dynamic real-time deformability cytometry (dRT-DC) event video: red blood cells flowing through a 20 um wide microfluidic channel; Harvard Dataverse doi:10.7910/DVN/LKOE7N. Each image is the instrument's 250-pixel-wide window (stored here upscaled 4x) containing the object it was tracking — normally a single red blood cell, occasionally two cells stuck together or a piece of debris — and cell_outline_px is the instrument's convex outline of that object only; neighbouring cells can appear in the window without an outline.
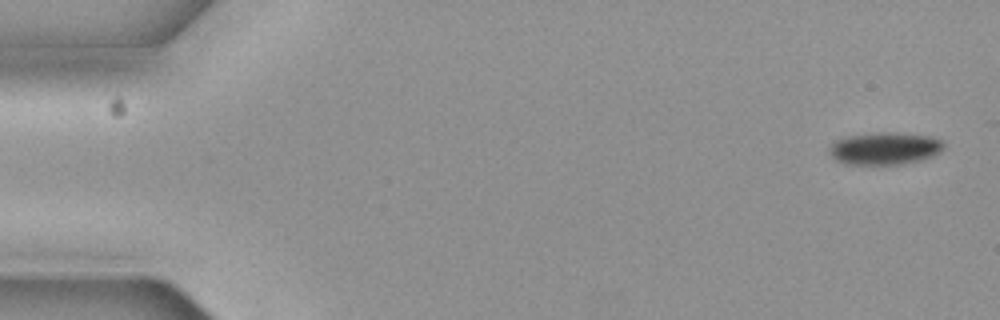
{"species": "common noctule bat (a hibernating species)", "species_latin": "Nyctalus noctula", "temperature_condition": "cold", "stored_images_in_passage": 5, "segment_of_instrument_passage": [2, 2], "camera_frame_rate_fps": 3000, "um_per_image_px": 0.085, "animal": {"sex": "female", "body_mass_g": 19.3, "forearm_length_mm": 54.1}, "frame": {"image": 1, "passage_image": 5, "time_ms": 1.333, "image_size_px": [1000, 320], "cell_outline_px": [[944, 148], [940, 152], [932, 156], [920, 160], [904, 164], [848, 164], [836, 160], [828, 152], [828, 148], [836, 140], [848, 136], [880, 132], [896, 132], [932, 136], [944, 140]], "centroid_in_image_um": [75.24, 12.61], "position_along_channel_um": 9.8, "area_um2": 21.73}}